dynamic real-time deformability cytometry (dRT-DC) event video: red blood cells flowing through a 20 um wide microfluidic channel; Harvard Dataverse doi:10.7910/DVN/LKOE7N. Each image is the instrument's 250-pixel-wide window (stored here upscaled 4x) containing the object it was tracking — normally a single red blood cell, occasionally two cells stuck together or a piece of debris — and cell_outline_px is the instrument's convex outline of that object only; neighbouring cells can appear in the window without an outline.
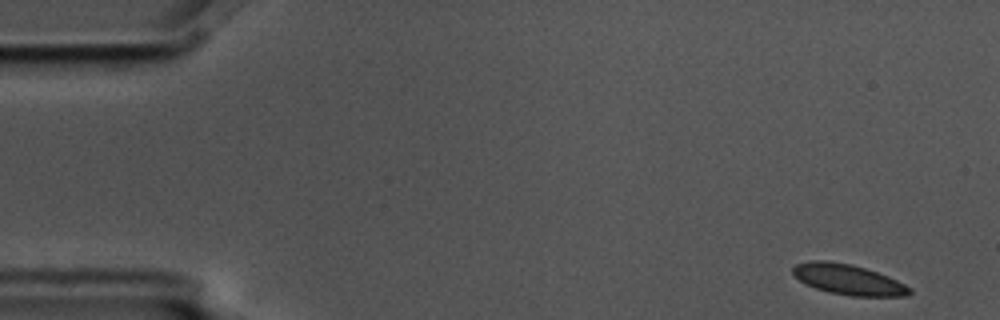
{"species": "common noctule bat (a hibernating species)", "species_latin": "Nyctalus noctula", "temperature_condition": "cold", "stored_images_in_passage": 5, "camera_frame_rate_fps": 3000, "um_per_image_px": 0.085, "animal": {"sex": "male", "body_mass_g": 17.5, "forearm_length_mm": 52.3}, "frame": {"image": 1, "passage_image": 1, "time_ms": 0.0, "image_size_px": [1000, 320], "cell_outline_px": [[912, 292], [908, 296], [852, 296], [828, 292], [804, 284], [792, 272], [792, 268], [796, 264], [812, 260], [828, 260], [852, 264], [888, 276], [912, 288]], "centroid_in_image_um": [72.1, 23.76], "position_along_channel_um": 12.9, "area_um2": 20.69}}
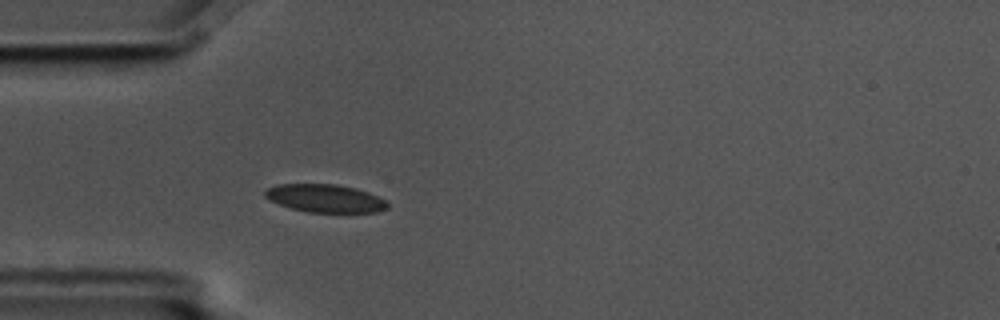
{"frame": {"image": 2, "passage_image": 5, "time_ms": 1.333, "image_size_px": [1000, 320], "cell_outline_px": [[388, 208], [376, 212], [308, 212], [292, 208], [280, 204], [264, 196], [264, 192], [268, 188], [276, 184], [336, 184], [356, 188], [368, 192], [384, 200], [388, 204]], "centroid_in_image_um": [27.64, 16.85], "position_along_channel_um": 57.4, "area_um2": 19.77}}